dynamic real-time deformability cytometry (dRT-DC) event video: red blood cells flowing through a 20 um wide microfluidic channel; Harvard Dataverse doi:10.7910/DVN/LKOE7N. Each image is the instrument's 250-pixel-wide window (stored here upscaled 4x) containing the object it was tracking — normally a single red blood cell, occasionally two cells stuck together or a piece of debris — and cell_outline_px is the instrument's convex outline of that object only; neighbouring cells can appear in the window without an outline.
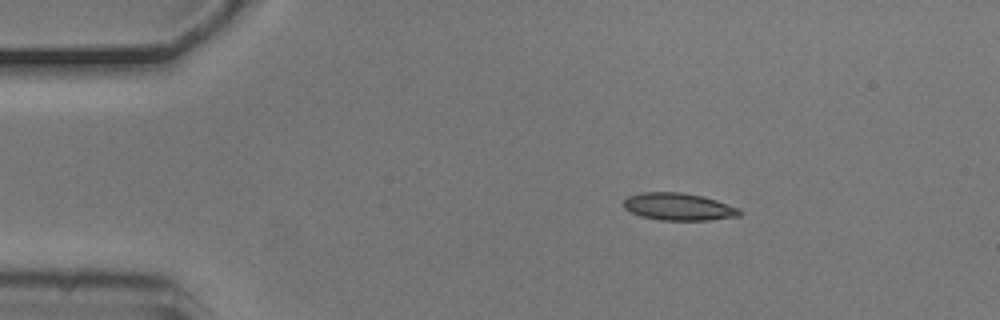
{"species": "common noctule bat (a hibernating species)", "species_latin": "Nyctalus noctula", "temperature_condition": "cold", "stored_images_in_passage": 4, "camera_frame_rate_fps": 3000, "um_per_image_px": 0.085, "animal": {"sex": "male", "body_mass_g": 20.5, "forearm_length_mm": 52.5}, "frame": {"image": 1, "passage_image": 2, "time_ms": 0.333, "image_size_px": [1000, 320], "cell_outline_px": [[744, 212], [740, 216], [708, 220], [660, 220], [640, 216], [624, 208], [624, 200], [628, 196], [644, 192], [680, 192], [704, 196], [740, 208]], "centroid_in_image_um": [57.72, 17.57], "position_along_channel_um": 27.3, "area_um2": 18.55}}
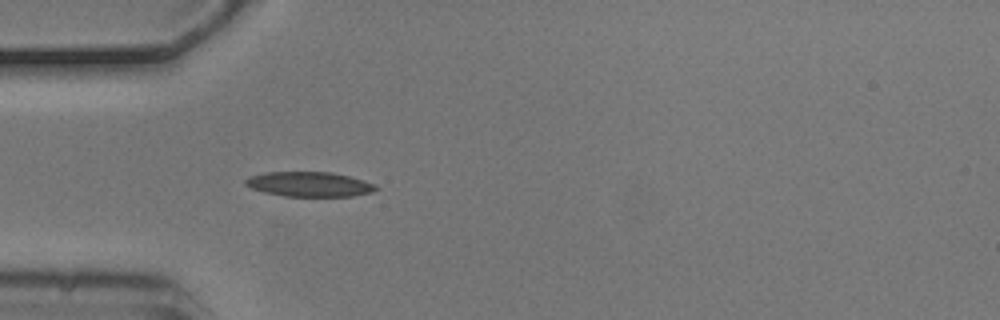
{"frame": {"image": 2, "passage_image": 4, "time_ms": 1.0, "image_size_px": [1000, 320], "cell_outline_px": [[380, 188], [372, 192], [352, 196], [284, 196], [264, 192], [252, 188], [244, 184], [244, 180], [248, 176], [264, 172], [332, 172], [364, 180], [376, 184]], "centroid_in_image_um": [26.29, 15.65], "position_along_channel_um": 58.7, "area_um2": 18.96}}